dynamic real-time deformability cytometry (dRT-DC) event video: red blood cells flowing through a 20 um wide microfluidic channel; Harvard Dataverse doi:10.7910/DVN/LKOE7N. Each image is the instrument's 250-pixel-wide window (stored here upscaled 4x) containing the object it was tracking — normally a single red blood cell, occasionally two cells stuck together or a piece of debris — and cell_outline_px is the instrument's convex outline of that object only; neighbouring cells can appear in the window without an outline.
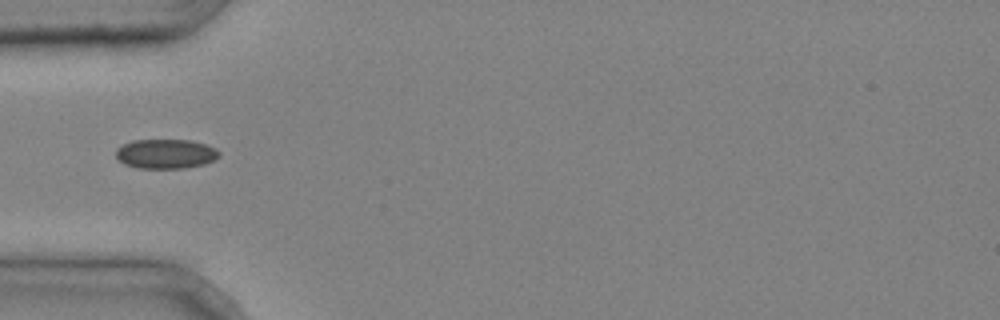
{"species": "common noctule bat (a hibernating species)", "species_latin": "Nyctalus noctula", "temperature_condition": "cold", "stored_images_in_passage": 6, "segment_of_instrument_passage": [2, 2], "camera_frame_rate_fps": 3000, "um_per_image_px": 0.085, "animal": {"sex": "male", "body_mass_g": 20.4}, "frame": {"image": 1, "passage_image": 5, "time_ms": 1.333, "image_size_px": [1000, 320], "cell_outline_px": [[220, 156], [204, 164], [184, 168], [136, 168], [124, 164], [116, 156], [116, 148], [132, 140], [192, 140], [216, 148], [220, 152]], "centroid_in_image_um": [14.08, 13.07], "position_along_channel_um": 70.9, "area_um2": 17.74}}